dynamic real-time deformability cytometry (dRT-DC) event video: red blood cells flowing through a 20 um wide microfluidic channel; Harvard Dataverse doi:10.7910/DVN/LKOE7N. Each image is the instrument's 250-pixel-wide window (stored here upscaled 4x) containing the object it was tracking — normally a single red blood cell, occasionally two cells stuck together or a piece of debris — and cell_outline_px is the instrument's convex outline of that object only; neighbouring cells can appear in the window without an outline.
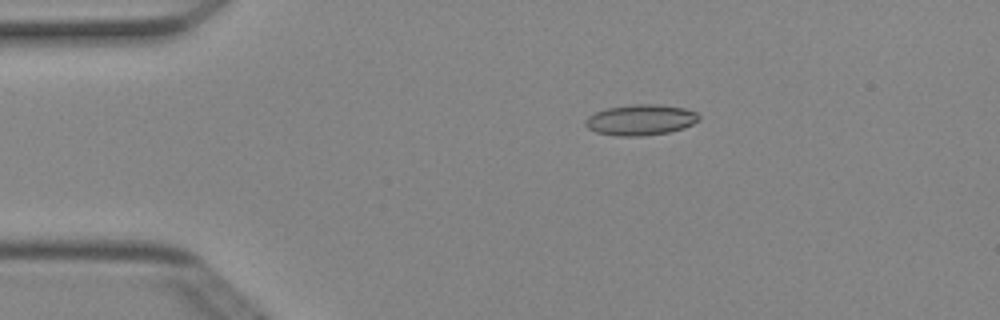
{"species": "Egyptian fruit bat (a non-hibernating species)", "species_latin": "Rousettus aegyptiacus", "temperature_condition": "cold", "stored_images_in_passage": 5, "camera_frame_rate_fps": 3000, "um_per_image_px": 0.085, "animal": {"sex": "female"}, "frame": {"image": 1, "passage_image": 3, "time_ms": 0.667, "image_size_px": [1000, 320], "cell_outline_px": [[700, 120], [684, 128], [668, 132], [640, 136], [616, 136], [596, 132], [588, 128], [584, 124], [584, 120], [588, 116], [596, 112], [608, 108], [632, 104], [660, 104], [684, 108], [696, 112], [700, 116]], "centroid_in_image_um": [54.45, 10.18], "position_along_channel_um": 30.5, "area_um2": 20.4}}
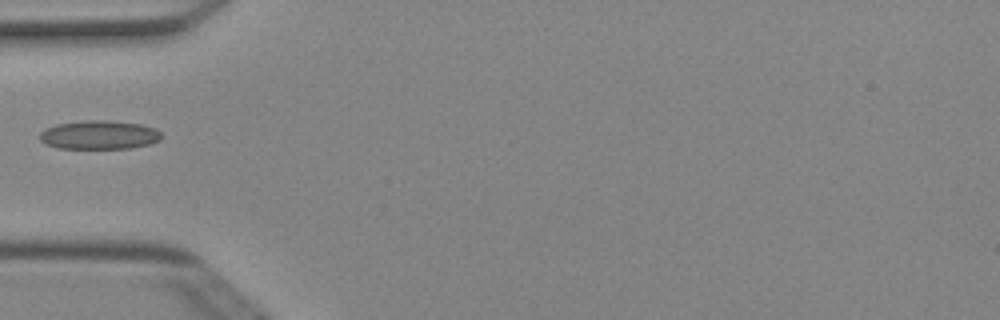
{"frame": {"image": 2, "passage_image": 5, "time_ms": 1.333, "image_size_px": [1000, 320], "cell_outline_px": [[160, 140], [152, 144], [128, 148], [60, 148], [44, 144], [40, 140], [40, 132], [56, 124], [88, 120], [108, 120], [140, 124], [156, 128], [160, 132]], "centroid_in_image_um": [8.45, 11.46], "position_along_channel_um": 76.6, "area_um2": 20.35}}